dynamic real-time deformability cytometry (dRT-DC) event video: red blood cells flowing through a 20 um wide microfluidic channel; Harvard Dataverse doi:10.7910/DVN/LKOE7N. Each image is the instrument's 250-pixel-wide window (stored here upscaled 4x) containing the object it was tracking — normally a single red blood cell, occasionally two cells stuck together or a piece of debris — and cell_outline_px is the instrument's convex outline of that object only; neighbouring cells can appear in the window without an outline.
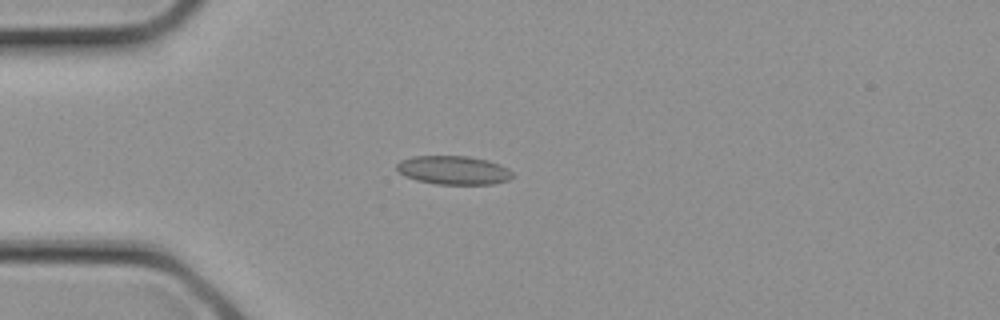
{"species": "common noctule bat (a hibernating species)", "species_latin": "Nyctalus noctula", "temperature_condition": "cold", "stored_images_in_passage": 14, "camera_frame_rate_fps": 3000, "um_per_image_px": 0.085, "animal": {"sex": "female", "body_mass_g": 21.9}, "frame": {"image": 1, "passage_image": 6, "time_ms": 1.667, "image_size_px": [1000, 320], "cell_outline_px": [[512, 176], [508, 180], [492, 184], [436, 184], [416, 180], [404, 176], [396, 168], [396, 164], [400, 160], [412, 156], [468, 156], [488, 160], [500, 164], [508, 168], [512, 172]], "centroid_in_image_um": [38.53, 14.46], "position_along_channel_um": 46.5, "area_um2": 19.42}}
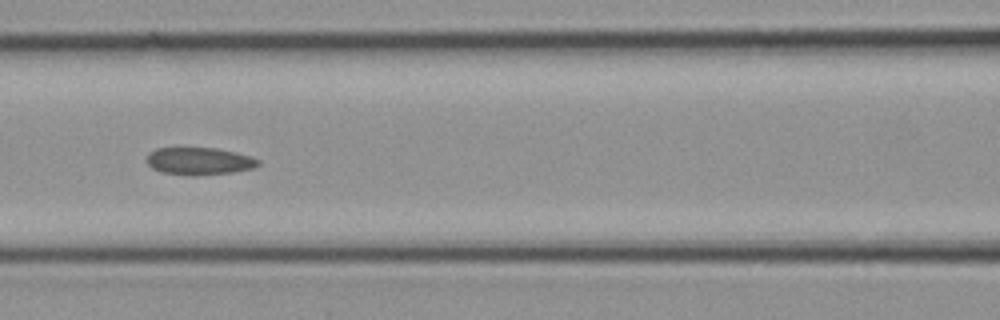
{"frame": {"image": 2, "passage_image": 11, "time_ms": 3.333, "image_size_px": [1000, 320], "cell_outline_px": [[260, 164], [252, 168], [232, 172], [196, 176], [192, 176], [160, 172], [152, 168], [144, 160], [148, 152], [156, 148], [216, 148], [236, 152], [252, 156], [260, 160]], "centroid_in_image_um": [16.9, 13.69], "position_along_channel_um": 149.7, "area_um2": 18.09}}
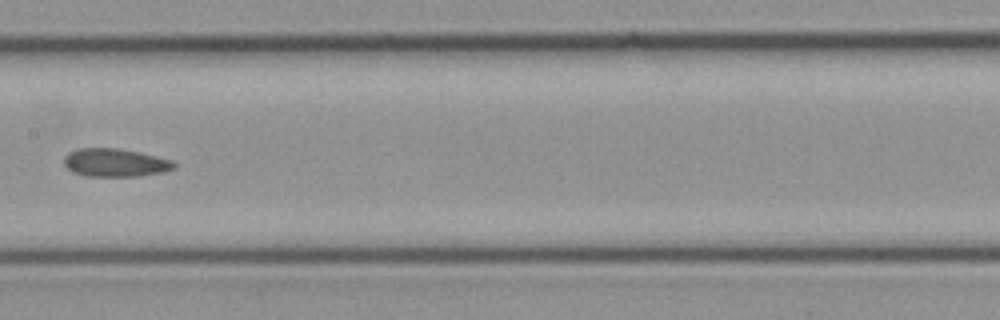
{"frame": {"image": 3, "passage_image": 13, "time_ms": 4.0, "image_size_px": [1000, 320], "cell_outline_px": [[176, 168], [160, 172], [136, 176], [88, 176], [76, 172], [68, 168], [64, 164], [64, 156], [68, 152], [76, 148], [116, 148], [140, 152], [172, 160], [176, 164]], "centroid_in_image_um": [9.78, 13.81], "position_along_channel_um": 197.6, "area_um2": 17.92}}